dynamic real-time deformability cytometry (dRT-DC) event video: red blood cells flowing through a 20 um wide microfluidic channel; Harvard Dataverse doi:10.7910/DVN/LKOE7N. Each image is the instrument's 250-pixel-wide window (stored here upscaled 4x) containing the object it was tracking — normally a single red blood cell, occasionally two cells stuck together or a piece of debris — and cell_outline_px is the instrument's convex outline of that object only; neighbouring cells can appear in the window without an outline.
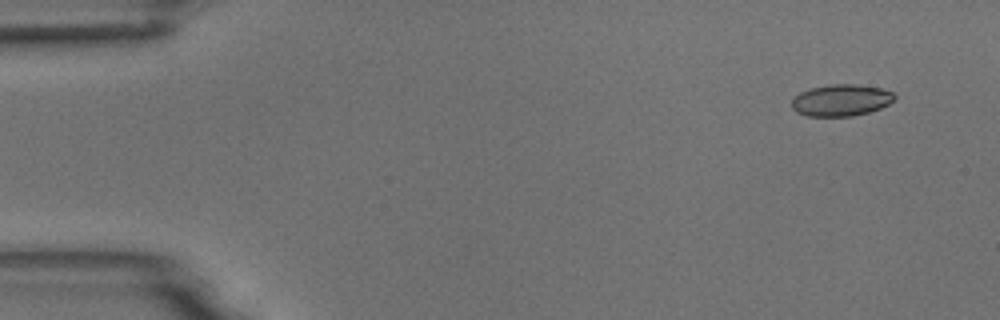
{"species": "common noctule bat (a hibernating species)", "species_latin": "Nyctalus noctula", "temperature_condition": "room temperature", "stored_images_in_passage": 8, "camera_frame_rate_fps": 3000, "um_per_image_px": 0.085, "animal": {"sex": "male", "body_mass_g": 18.8}, "frame": {"image": 1, "passage_image": 1, "time_ms": 0.0, "image_size_px": [1000, 320], "cell_outline_px": [[896, 96], [888, 104], [880, 108], [868, 112], [852, 116], [808, 116], [796, 112], [792, 108], [792, 100], [800, 92], [812, 88], [832, 84], [856, 84], [880, 88], [892, 92]], "centroid_in_image_um": [71.48, 8.52], "position_along_channel_um": 13.5, "area_um2": 18.79}}